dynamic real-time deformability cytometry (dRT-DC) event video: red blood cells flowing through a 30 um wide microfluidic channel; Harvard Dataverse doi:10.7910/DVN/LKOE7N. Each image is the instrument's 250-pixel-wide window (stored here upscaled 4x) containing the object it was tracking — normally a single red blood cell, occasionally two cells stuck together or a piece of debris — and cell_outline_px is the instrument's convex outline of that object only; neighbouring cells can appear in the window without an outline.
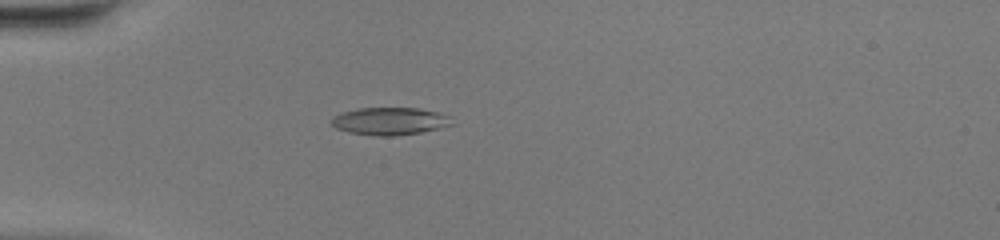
{"species": "common noctule bat (a hibernating species)", "species_latin": "Nyctalus noctula", "temperature_condition": "warm", "stored_images_in_passage": 34, "camera_frame_rate_fps": 3000, "um_per_image_px": 0.085, "animal": {"sex": "female", "body_mass_g": 20.0, "forearm_length_mm": 54.0}, "frame": {"image": 1, "passage_image": 1, "time_ms": 0.0, "image_size_px": [1000, 240], "cell_outline_px": [[456, 124], [440, 128], [420, 132], [392, 136], [376, 136], [348, 132], [336, 128], [332, 124], [332, 116], [340, 112], [356, 108], [420, 108], [452, 116]], "centroid_in_image_um": [33.16, 10.29], "position_along_channel_um": 51.8, "area_um2": 19.59}}
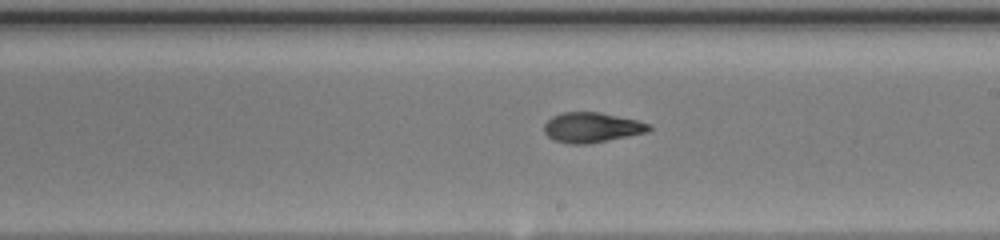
{"frame": {"image": 2, "passage_image": 15, "time_ms": 4.667, "image_size_px": [1000, 240], "cell_outline_px": [[652, 128], [648, 132], [588, 144], [572, 144], [552, 140], [544, 132], [544, 124], [552, 116], [564, 112], [600, 112], [636, 120], [652, 124]], "centroid_in_image_um": [50.3, 10.83], "position_along_channel_um": 238.7, "area_um2": 18.38}}
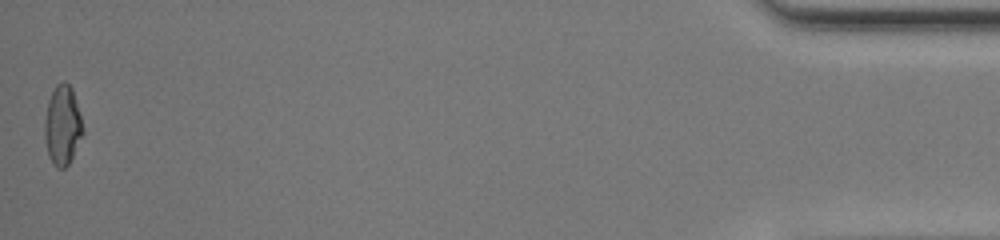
{"frame": {"image": 3, "passage_image": 34, "time_ms": 11.0, "image_size_px": [1000, 240], "cell_outline_px": [[84, 132], [68, 164], [64, 168], [56, 168], [52, 164], [48, 156], [44, 132], [44, 120], [48, 100], [56, 84], [64, 80], [72, 88], [80, 116]], "centroid_in_image_um": [5.29, 10.65], "position_along_channel_um": 429.9, "area_um2": 17.63}, "authors_computed_cell_mechanics": {"area_um2": 18.2648, "velocity_mm_per_s": 4.3937, "shape_relaxation_time_tau1_ms": null, "shape_relaxation_time_tau2_ms": 1.7259, "deformation_change_tau1": null, "deformation_change_tau2": 0.0834}}